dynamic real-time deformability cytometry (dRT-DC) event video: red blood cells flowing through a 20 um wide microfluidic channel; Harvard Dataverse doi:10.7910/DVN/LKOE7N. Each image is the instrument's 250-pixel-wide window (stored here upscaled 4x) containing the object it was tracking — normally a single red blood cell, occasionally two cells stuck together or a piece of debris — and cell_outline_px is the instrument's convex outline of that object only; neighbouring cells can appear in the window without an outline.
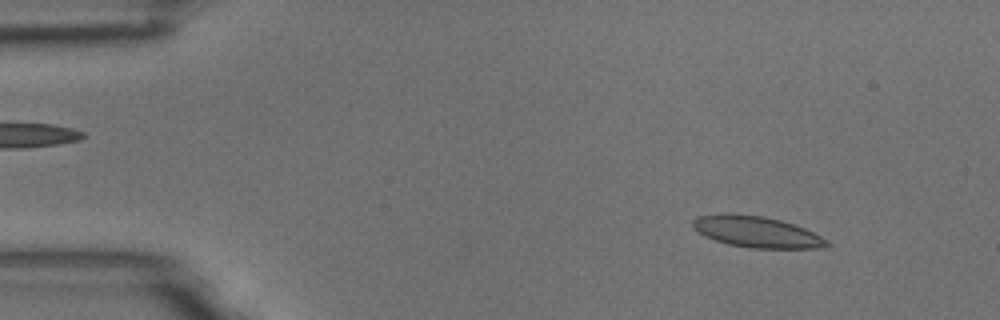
{"species": "common noctule bat (a hibernating species)", "species_latin": "Nyctalus noctula", "temperature_condition": "room temperature", "stored_images_in_passage": 4, "camera_frame_rate_fps": 3000, "um_per_image_px": 0.085, "animal": {"sex": "male", "body_mass_g": 18.8}, "frame": {"image": 1, "passage_image": 1, "time_ms": 0.0, "image_size_px": [1000, 320], "cell_outline_px": [[832, 244], [816, 248], [748, 248], [728, 244], [704, 236], [692, 228], [692, 220], [700, 216], [764, 216], [780, 220], [804, 228], [828, 240]], "centroid_in_image_um": [64.36, 19.75], "position_along_channel_um": 20.6, "area_um2": 23.47}}
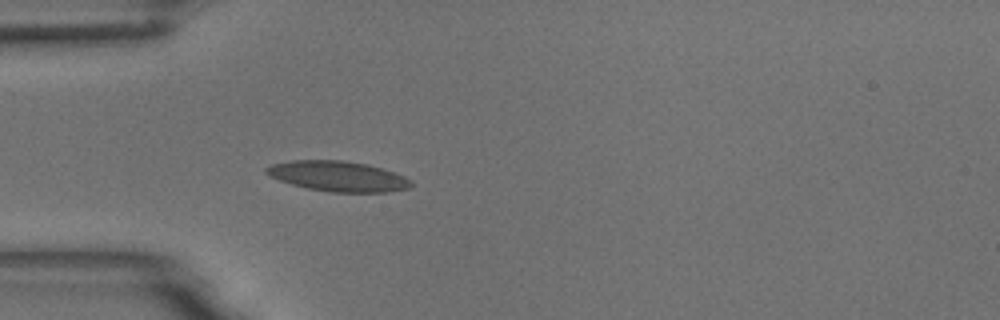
{"frame": {"image": 2, "passage_image": 4, "time_ms": 1.0, "image_size_px": [1000, 320], "cell_outline_px": [[412, 184], [408, 188], [388, 192], [328, 192], [308, 188], [292, 184], [268, 176], [264, 172], [264, 168], [272, 164], [292, 160], [344, 160], [368, 164], [396, 172], [412, 180]], "centroid_in_image_um": [28.73, 14.97], "position_along_channel_um": 56.3, "area_um2": 25.72}}